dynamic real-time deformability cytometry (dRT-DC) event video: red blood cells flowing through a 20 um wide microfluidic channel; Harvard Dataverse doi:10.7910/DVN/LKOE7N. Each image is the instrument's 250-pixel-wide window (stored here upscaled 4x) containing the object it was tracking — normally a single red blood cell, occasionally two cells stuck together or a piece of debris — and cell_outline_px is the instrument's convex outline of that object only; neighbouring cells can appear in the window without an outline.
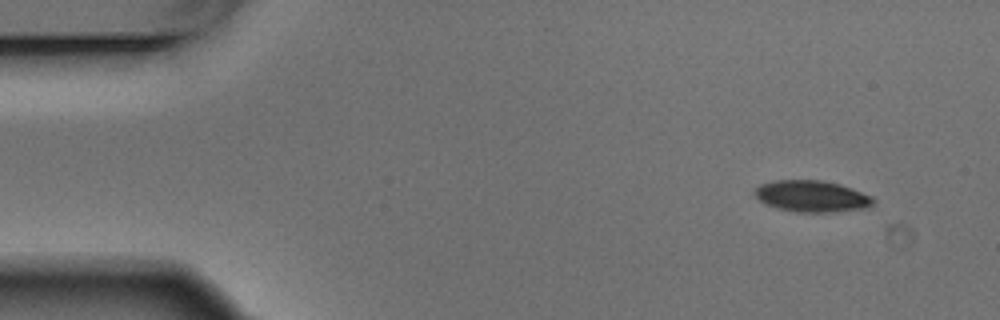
{"species": "Egyptian fruit bat (a non-hibernating species)", "species_latin": "Rousettus aegyptiacus", "temperature_condition": "warm", "stored_images_in_passage": 4, "camera_frame_rate_fps": 3000, "um_per_image_px": 0.085, "animal": {"sex": "male"}, "frame": {"image": 1, "passage_image": 1, "time_ms": 0.0, "image_size_px": [1000, 320], "cell_outline_px": [[876, 200], [872, 204], [864, 208], [832, 212], [796, 212], [776, 208], [760, 200], [752, 192], [760, 184], [772, 180], [820, 180], [840, 184], [852, 188], [872, 196]], "centroid_in_image_um": [68.99, 16.67], "position_along_channel_um": 16.0, "area_um2": 21.73}}
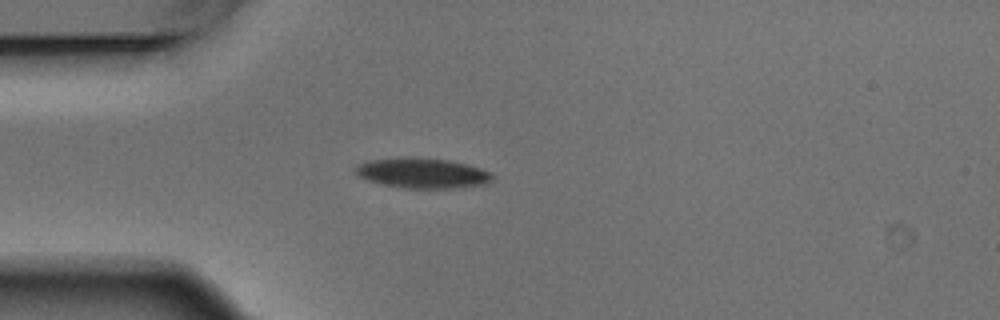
{"frame": {"image": 2, "passage_image": 4, "time_ms": 1.0, "image_size_px": [1000, 320], "cell_outline_px": [[492, 180], [484, 184], [456, 188], [404, 188], [380, 184], [368, 180], [360, 176], [356, 172], [356, 168], [360, 164], [368, 160], [400, 156], [416, 156], [448, 160], [480, 168], [488, 172], [492, 176]], "centroid_in_image_um": [35.87, 14.7], "position_along_channel_um": 49.1, "area_um2": 24.1}}